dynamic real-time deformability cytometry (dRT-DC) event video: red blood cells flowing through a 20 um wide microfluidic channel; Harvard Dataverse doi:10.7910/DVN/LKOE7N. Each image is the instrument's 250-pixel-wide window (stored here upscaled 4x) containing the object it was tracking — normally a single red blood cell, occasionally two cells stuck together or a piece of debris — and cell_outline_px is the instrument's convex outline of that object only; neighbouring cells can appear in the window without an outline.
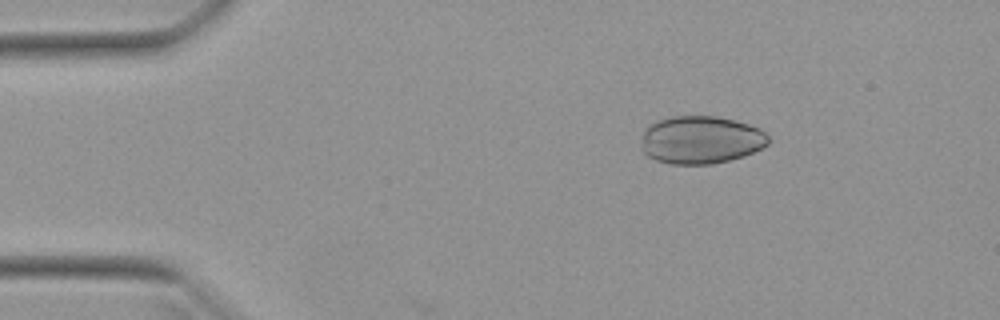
{"species": "Egyptian fruit bat (a non-hibernating species)", "species_latin": "Rousettus aegyptiacus", "temperature_condition": "warm", "stored_images_in_passage": 5, "camera_frame_rate_fps": 3000, "um_per_image_px": 0.085, "animal": {"sex": "female"}, "frame": {"image": 1, "passage_image": 2, "time_ms": 0.333, "image_size_px": [1000, 320], "cell_outline_px": [[768, 144], [744, 156], [712, 164], [672, 164], [656, 160], [648, 156], [644, 152], [644, 132], [648, 124], [656, 120], [672, 116], [716, 116], [748, 124], [760, 128], [768, 136]], "centroid_in_image_um": [59.58, 11.88], "position_along_channel_um": 25.4, "area_um2": 35.14}}